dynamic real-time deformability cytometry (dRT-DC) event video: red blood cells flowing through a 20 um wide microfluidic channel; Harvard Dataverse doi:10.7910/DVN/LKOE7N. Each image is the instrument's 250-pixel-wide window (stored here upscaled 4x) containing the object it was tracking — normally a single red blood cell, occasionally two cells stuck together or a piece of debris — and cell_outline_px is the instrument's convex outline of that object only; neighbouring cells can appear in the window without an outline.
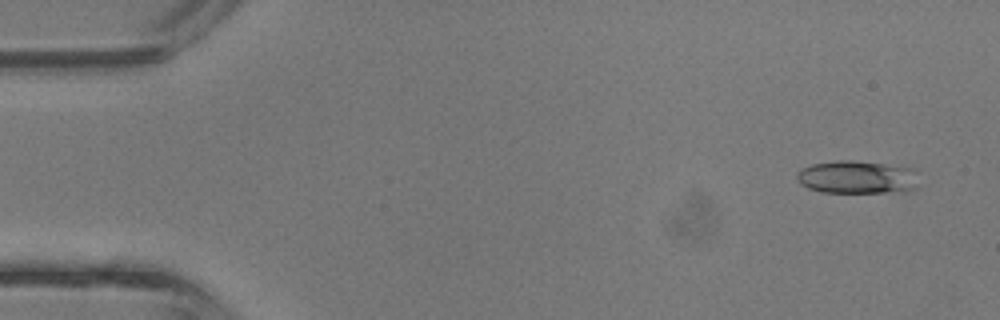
{"species": "common noctule bat (a hibernating species)", "species_latin": "Nyctalus noctula", "temperature_condition": "room temperature", "stored_images_in_passage": 42, "camera_frame_rate_fps": 3000, "um_per_image_px": 0.085, "animal": {"sex": "male", "body_mass_g": 13.3}, "frame": {"image": 1, "passage_image": 2, "time_ms": 0.333, "image_size_px": [1000, 320], "cell_outline_px": [[916, 188], [904, 192], [820, 192], [808, 188], [800, 184], [796, 180], [796, 172], [800, 168], [812, 164], [836, 160], [852, 160], [916, 168]], "centroid_in_image_um": [72.82, 15.06], "position_along_channel_um": 12.2, "area_um2": 23.76}}
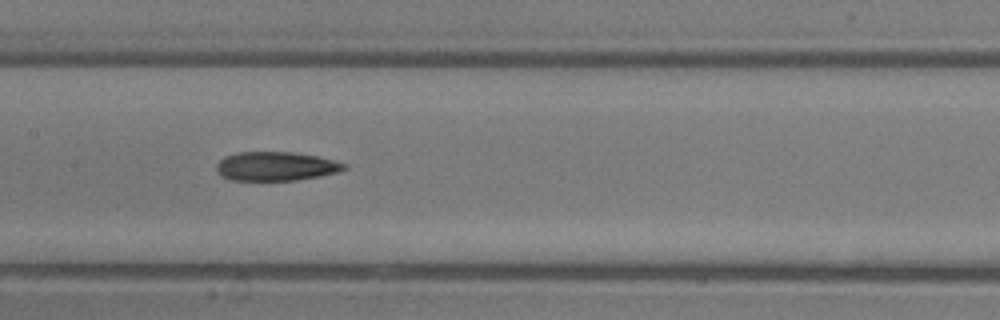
{"frame": {"image": 2, "passage_image": 20, "time_ms": 6.333, "image_size_px": [1000, 320], "cell_outline_px": [[348, 168], [336, 172], [320, 176], [296, 180], [228, 180], [220, 176], [216, 172], [216, 164], [224, 156], [236, 152], [292, 152], [316, 156], [332, 160], [344, 164]], "centroid_in_image_um": [23.37, 14.13], "position_along_channel_um": 184.0, "area_um2": 21.56}}
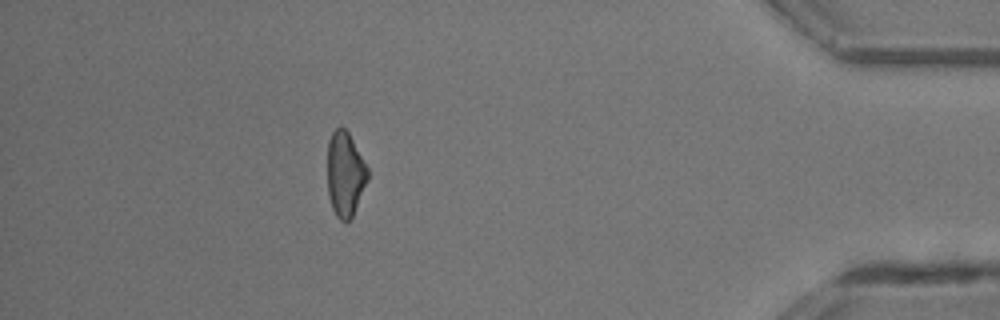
{"frame": {"image": 3, "passage_image": 37, "time_ms": 12.0, "image_size_px": [1000, 320], "cell_outline_px": [[368, 180], [352, 216], [348, 220], [340, 220], [336, 216], [332, 208], [328, 196], [328, 140], [332, 132], [340, 124], [348, 132], [368, 168]], "centroid_in_image_um": [29.33, 14.77], "position_along_channel_um": 405.9, "area_um2": 19.77}, "authors_computed_cell_mechanics": {"area_um2": 21.7617, "velocity_mm_per_s": 4.8467, "shape_relaxation_time_tau1_ms": 10.6488, "shape_relaxation_time_tau2_ms": null, "deformation_change_tau1": 0.2885, "deformation_change_tau2": null}}